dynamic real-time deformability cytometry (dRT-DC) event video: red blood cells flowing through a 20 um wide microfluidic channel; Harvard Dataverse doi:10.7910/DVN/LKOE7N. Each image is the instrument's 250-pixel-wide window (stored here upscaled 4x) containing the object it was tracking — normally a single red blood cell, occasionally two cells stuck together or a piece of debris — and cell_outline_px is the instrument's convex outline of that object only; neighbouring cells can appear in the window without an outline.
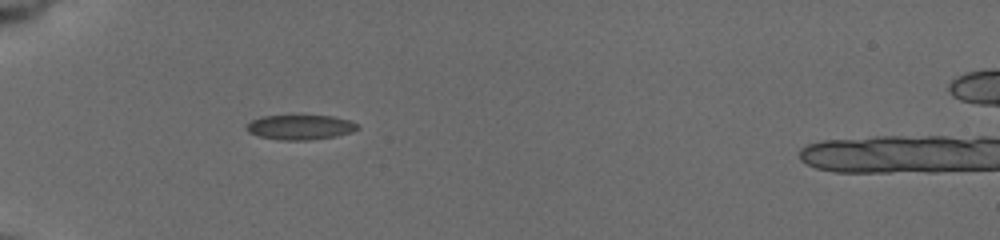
{"species": "common noctule bat (a hibernating species)", "species_latin": "Nyctalus noctula", "temperature_condition": "cold", "stored_images_in_passage": 28, "camera_frame_rate_fps": 3000, "um_per_image_px": 0.085, "animal": {"sex": "female", "body_mass_g": 19.5, "forearm_length_mm": 54.1}, "frame": {"image": 1, "passage_image": 1, "time_ms": 0.0, "image_size_px": [1000, 240], "cell_outline_px": [[360, 128], [352, 132], [336, 136], [308, 140], [280, 140], [260, 136], [248, 132], [244, 128], [252, 120], [260, 116], [292, 112], [332, 116], [348, 120], [356, 124]], "centroid_in_image_um": [25.47, 10.75], "position_along_channel_um": 59.5, "area_um2": 16.94}}
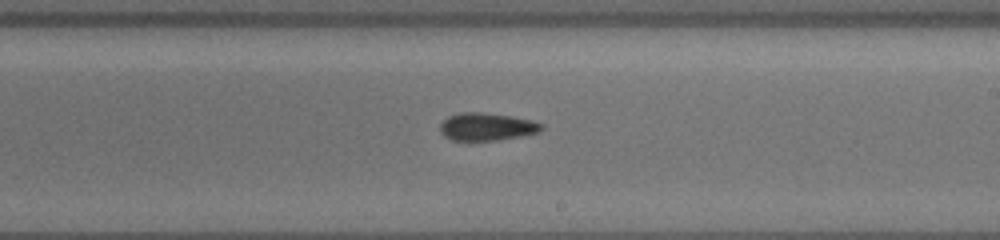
{"frame": {"image": 2, "passage_image": 13, "time_ms": 5.333, "image_size_px": [1000, 240], "cell_outline_px": [[544, 128], [540, 132], [520, 136], [496, 140], [452, 140], [444, 136], [440, 132], [440, 124], [448, 116], [460, 112], [480, 112], [512, 116], [532, 120], [544, 124]], "centroid_in_image_um": [41.39, 10.76], "position_along_channel_um": 247.6, "area_um2": 16.42}}
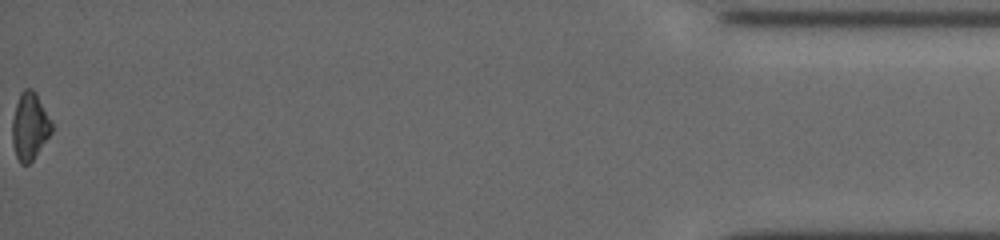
{"frame": {"image": 3, "passage_image": 28, "time_ms": 12.333, "image_size_px": [1000, 240], "cell_outline_px": [[52, 132], [32, 160], [28, 164], [20, 164], [16, 156], [12, 144], [12, 120], [16, 104], [20, 92], [24, 88], [32, 88], [36, 92], [52, 124]], "centroid_in_image_um": [2.5, 10.72], "position_along_channel_um": 432.7, "area_um2": 15.37}, "authors_computed_cell_mechanics": {"area_um2": 15.8372, "velocity_mm_per_s": 3.796, "shape_relaxation_time_tau1_ms": null, "shape_relaxation_time_tau2_ms": 9.1081, "deformation_change_tau1": null, "deformation_change_tau2": 0.1587}}